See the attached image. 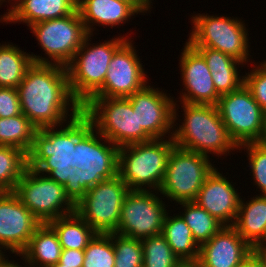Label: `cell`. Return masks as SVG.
<instances>
[{
	"mask_svg": "<svg viewBox=\"0 0 266 267\" xmlns=\"http://www.w3.org/2000/svg\"><path fill=\"white\" fill-rule=\"evenodd\" d=\"M17 90L22 113L38 129L60 127L82 111L71 94L67 69L61 65L33 63Z\"/></svg>",
	"mask_w": 266,
	"mask_h": 267,
	"instance_id": "1",
	"label": "cell"
},
{
	"mask_svg": "<svg viewBox=\"0 0 266 267\" xmlns=\"http://www.w3.org/2000/svg\"><path fill=\"white\" fill-rule=\"evenodd\" d=\"M57 127H45L35 133L27 154V166L64 185L71 180L75 167L77 140L92 126L81 111L75 118ZM59 128V129H58ZM48 174V175H47Z\"/></svg>",
	"mask_w": 266,
	"mask_h": 267,
	"instance_id": "2",
	"label": "cell"
},
{
	"mask_svg": "<svg viewBox=\"0 0 266 267\" xmlns=\"http://www.w3.org/2000/svg\"><path fill=\"white\" fill-rule=\"evenodd\" d=\"M118 151L119 147L92 126L77 140L75 145L77 170L72 173L71 180H67L64 184L66 195L75 205L85 196L89 188L118 175Z\"/></svg>",
	"mask_w": 266,
	"mask_h": 267,
	"instance_id": "3",
	"label": "cell"
},
{
	"mask_svg": "<svg viewBox=\"0 0 266 267\" xmlns=\"http://www.w3.org/2000/svg\"><path fill=\"white\" fill-rule=\"evenodd\" d=\"M184 120L173 130L176 146L209 156L219 157L238 150L230 138L215 105L188 104L181 102ZM179 128V129H178ZM232 150V151H231ZM209 154V155H208Z\"/></svg>",
	"mask_w": 266,
	"mask_h": 267,
	"instance_id": "4",
	"label": "cell"
},
{
	"mask_svg": "<svg viewBox=\"0 0 266 267\" xmlns=\"http://www.w3.org/2000/svg\"><path fill=\"white\" fill-rule=\"evenodd\" d=\"M174 146L161 138L119 147L118 176L129 190L159 191Z\"/></svg>",
	"mask_w": 266,
	"mask_h": 267,
	"instance_id": "5",
	"label": "cell"
},
{
	"mask_svg": "<svg viewBox=\"0 0 266 267\" xmlns=\"http://www.w3.org/2000/svg\"><path fill=\"white\" fill-rule=\"evenodd\" d=\"M88 34L72 61L66 66L73 98L83 106L102 86L114 52L127 40L119 35L93 45ZM127 37V38H124Z\"/></svg>",
	"mask_w": 266,
	"mask_h": 267,
	"instance_id": "6",
	"label": "cell"
},
{
	"mask_svg": "<svg viewBox=\"0 0 266 267\" xmlns=\"http://www.w3.org/2000/svg\"><path fill=\"white\" fill-rule=\"evenodd\" d=\"M191 17L193 27L187 40L191 46L221 51L244 65L250 62L249 34L244 21L237 17L214 16L207 13H198Z\"/></svg>",
	"mask_w": 266,
	"mask_h": 267,
	"instance_id": "7",
	"label": "cell"
},
{
	"mask_svg": "<svg viewBox=\"0 0 266 267\" xmlns=\"http://www.w3.org/2000/svg\"><path fill=\"white\" fill-rule=\"evenodd\" d=\"M29 28L50 59L32 53L31 59L36 64L66 67L88 35L78 10L62 18L32 24Z\"/></svg>",
	"mask_w": 266,
	"mask_h": 267,
	"instance_id": "8",
	"label": "cell"
},
{
	"mask_svg": "<svg viewBox=\"0 0 266 267\" xmlns=\"http://www.w3.org/2000/svg\"><path fill=\"white\" fill-rule=\"evenodd\" d=\"M209 157L175 145L160 186V194L171 203L194 201L204 181L215 169Z\"/></svg>",
	"mask_w": 266,
	"mask_h": 267,
	"instance_id": "9",
	"label": "cell"
},
{
	"mask_svg": "<svg viewBox=\"0 0 266 267\" xmlns=\"http://www.w3.org/2000/svg\"><path fill=\"white\" fill-rule=\"evenodd\" d=\"M13 192L42 224L76 211L64 185L28 166Z\"/></svg>",
	"mask_w": 266,
	"mask_h": 267,
	"instance_id": "10",
	"label": "cell"
},
{
	"mask_svg": "<svg viewBox=\"0 0 266 267\" xmlns=\"http://www.w3.org/2000/svg\"><path fill=\"white\" fill-rule=\"evenodd\" d=\"M82 112L117 147L138 143V119L128 98H90Z\"/></svg>",
	"mask_w": 266,
	"mask_h": 267,
	"instance_id": "11",
	"label": "cell"
},
{
	"mask_svg": "<svg viewBox=\"0 0 266 267\" xmlns=\"http://www.w3.org/2000/svg\"><path fill=\"white\" fill-rule=\"evenodd\" d=\"M148 84L128 97L133 111L137 113L138 143L161 139L167 134V138H172L173 129L177 126L174 123L179 117L178 105L174 102L177 99L173 100L174 97L168 96L167 92Z\"/></svg>",
	"mask_w": 266,
	"mask_h": 267,
	"instance_id": "12",
	"label": "cell"
},
{
	"mask_svg": "<svg viewBox=\"0 0 266 267\" xmlns=\"http://www.w3.org/2000/svg\"><path fill=\"white\" fill-rule=\"evenodd\" d=\"M130 190L116 175L89 188L76 204V212L97 232L115 233L120 222L121 207Z\"/></svg>",
	"mask_w": 266,
	"mask_h": 267,
	"instance_id": "13",
	"label": "cell"
},
{
	"mask_svg": "<svg viewBox=\"0 0 266 267\" xmlns=\"http://www.w3.org/2000/svg\"><path fill=\"white\" fill-rule=\"evenodd\" d=\"M158 194L159 191L130 190L124 198L115 233L141 241L161 234L169 210Z\"/></svg>",
	"mask_w": 266,
	"mask_h": 267,
	"instance_id": "14",
	"label": "cell"
},
{
	"mask_svg": "<svg viewBox=\"0 0 266 267\" xmlns=\"http://www.w3.org/2000/svg\"><path fill=\"white\" fill-rule=\"evenodd\" d=\"M216 107L237 146L257 142L262 133L265 111L245 85L234 92L220 95Z\"/></svg>",
	"mask_w": 266,
	"mask_h": 267,
	"instance_id": "15",
	"label": "cell"
},
{
	"mask_svg": "<svg viewBox=\"0 0 266 267\" xmlns=\"http://www.w3.org/2000/svg\"><path fill=\"white\" fill-rule=\"evenodd\" d=\"M132 42L127 39L114 52L103 86L91 98H128L148 83Z\"/></svg>",
	"mask_w": 266,
	"mask_h": 267,
	"instance_id": "16",
	"label": "cell"
},
{
	"mask_svg": "<svg viewBox=\"0 0 266 267\" xmlns=\"http://www.w3.org/2000/svg\"><path fill=\"white\" fill-rule=\"evenodd\" d=\"M42 223L13 191L0 192V250L21 254Z\"/></svg>",
	"mask_w": 266,
	"mask_h": 267,
	"instance_id": "17",
	"label": "cell"
},
{
	"mask_svg": "<svg viewBox=\"0 0 266 267\" xmlns=\"http://www.w3.org/2000/svg\"><path fill=\"white\" fill-rule=\"evenodd\" d=\"M181 50L179 67L183 90L180 101L188 104L215 105L220 95L215 90L211 71L202 54L188 42ZM185 91V92H183Z\"/></svg>",
	"mask_w": 266,
	"mask_h": 267,
	"instance_id": "18",
	"label": "cell"
},
{
	"mask_svg": "<svg viewBox=\"0 0 266 267\" xmlns=\"http://www.w3.org/2000/svg\"><path fill=\"white\" fill-rule=\"evenodd\" d=\"M230 181L215 168L204 181L194 200L224 226H233L241 200L237 189L234 188L235 184Z\"/></svg>",
	"mask_w": 266,
	"mask_h": 267,
	"instance_id": "19",
	"label": "cell"
},
{
	"mask_svg": "<svg viewBox=\"0 0 266 267\" xmlns=\"http://www.w3.org/2000/svg\"><path fill=\"white\" fill-rule=\"evenodd\" d=\"M253 248L233 226H223L200 245L196 264L199 267H238Z\"/></svg>",
	"mask_w": 266,
	"mask_h": 267,
	"instance_id": "20",
	"label": "cell"
},
{
	"mask_svg": "<svg viewBox=\"0 0 266 267\" xmlns=\"http://www.w3.org/2000/svg\"><path fill=\"white\" fill-rule=\"evenodd\" d=\"M77 10V0H18L11 8L0 15L1 23L32 24L62 18Z\"/></svg>",
	"mask_w": 266,
	"mask_h": 267,
	"instance_id": "21",
	"label": "cell"
},
{
	"mask_svg": "<svg viewBox=\"0 0 266 267\" xmlns=\"http://www.w3.org/2000/svg\"><path fill=\"white\" fill-rule=\"evenodd\" d=\"M77 10L91 35L97 24V27L102 25L114 28L130 21V17L140 15L130 3L121 0H77Z\"/></svg>",
	"mask_w": 266,
	"mask_h": 267,
	"instance_id": "22",
	"label": "cell"
},
{
	"mask_svg": "<svg viewBox=\"0 0 266 267\" xmlns=\"http://www.w3.org/2000/svg\"><path fill=\"white\" fill-rule=\"evenodd\" d=\"M233 227L252 248L266 246V196L241 198Z\"/></svg>",
	"mask_w": 266,
	"mask_h": 267,
	"instance_id": "23",
	"label": "cell"
},
{
	"mask_svg": "<svg viewBox=\"0 0 266 267\" xmlns=\"http://www.w3.org/2000/svg\"><path fill=\"white\" fill-rule=\"evenodd\" d=\"M194 48L205 59L211 71L210 74L215 85V90L219 95L234 92L244 85V76L240 75V70L238 69L240 68L239 65L243 66L244 63L218 50L207 47Z\"/></svg>",
	"mask_w": 266,
	"mask_h": 267,
	"instance_id": "24",
	"label": "cell"
},
{
	"mask_svg": "<svg viewBox=\"0 0 266 267\" xmlns=\"http://www.w3.org/2000/svg\"><path fill=\"white\" fill-rule=\"evenodd\" d=\"M61 251L57 234L44 223L35 230L21 255L30 267H50L59 262Z\"/></svg>",
	"mask_w": 266,
	"mask_h": 267,
	"instance_id": "25",
	"label": "cell"
},
{
	"mask_svg": "<svg viewBox=\"0 0 266 267\" xmlns=\"http://www.w3.org/2000/svg\"><path fill=\"white\" fill-rule=\"evenodd\" d=\"M167 212L161 234L167 240L173 253L183 263H196L200 246L193 239V234L185 220L178 213L169 216Z\"/></svg>",
	"mask_w": 266,
	"mask_h": 267,
	"instance_id": "26",
	"label": "cell"
},
{
	"mask_svg": "<svg viewBox=\"0 0 266 267\" xmlns=\"http://www.w3.org/2000/svg\"><path fill=\"white\" fill-rule=\"evenodd\" d=\"M47 224L57 234L62 249L84 250L97 234L76 211Z\"/></svg>",
	"mask_w": 266,
	"mask_h": 267,
	"instance_id": "27",
	"label": "cell"
},
{
	"mask_svg": "<svg viewBox=\"0 0 266 267\" xmlns=\"http://www.w3.org/2000/svg\"><path fill=\"white\" fill-rule=\"evenodd\" d=\"M33 64L31 55L9 42L0 44V87L16 88Z\"/></svg>",
	"mask_w": 266,
	"mask_h": 267,
	"instance_id": "28",
	"label": "cell"
},
{
	"mask_svg": "<svg viewBox=\"0 0 266 267\" xmlns=\"http://www.w3.org/2000/svg\"><path fill=\"white\" fill-rule=\"evenodd\" d=\"M38 128L23 114L0 118V145L29 153Z\"/></svg>",
	"mask_w": 266,
	"mask_h": 267,
	"instance_id": "29",
	"label": "cell"
},
{
	"mask_svg": "<svg viewBox=\"0 0 266 267\" xmlns=\"http://www.w3.org/2000/svg\"><path fill=\"white\" fill-rule=\"evenodd\" d=\"M184 212L180 215L192 231L193 239L200 246L213 237L224 225L194 201L180 202Z\"/></svg>",
	"mask_w": 266,
	"mask_h": 267,
	"instance_id": "30",
	"label": "cell"
},
{
	"mask_svg": "<svg viewBox=\"0 0 266 267\" xmlns=\"http://www.w3.org/2000/svg\"><path fill=\"white\" fill-rule=\"evenodd\" d=\"M27 167V154L13 146L0 145V191H14Z\"/></svg>",
	"mask_w": 266,
	"mask_h": 267,
	"instance_id": "31",
	"label": "cell"
},
{
	"mask_svg": "<svg viewBox=\"0 0 266 267\" xmlns=\"http://www.w3.org/2000/svg\"><path fill=\"white\" fill-rule=\"evenodd\" d=\"M142 247L143 267H180L183 264L162 234L143 239Z\"/></svg>",
	"mask_w": 266,
	"mask_h": 267,
	"instance_id": "32",
	"label": "cell"
},
{
	"mask_svg": "<svg viewBox=\"0 0 266 267\" xmlns=\"http://www.w3.org/2000/svg\"><path fill=\"white\" fill-rule=\"evenodd\" d=\"M114 262L112 233H97L84 249L82 267H114Z\"/></svg>",
	"mask_w": 266,
	"mask_h": 267,
	"instance_id": "33",
	"label": "cell"
},
{
	"mask_svg": "<svg viewBox=\"0 0 266 267\" xmlns=\"http://www.w3.org/2000/svg\"><path fill=\"white\" fill-rule=\"evenodd\" d=\"M115 252L114 267H143V247L141 240L112 233Z\"/></svg>",
	"mask_w": 266,
	"mask_h": 267,
	"instance_id": "34",
	"label": "cell"
},
{
	"mask_svg": "<svg viewBox=\"0 0 266 267\" xmlns=\"http://www.w3.org/2000/svg\"><path fill=\"white\" fill-rule=\"evenodd\" d=\"M247 149L246 153L249 160V170L253 175L254 186L260 189L259 195L266 196V147L259 145L257 142L245 143L238 146V150Z\"/></svg>",
	"mask_w": 266,
	"mask_h": 267,
	"instance_id": "35",
	"label": "cell"
},
{
	"mask_svg": "<svg viewBox=\"0 0 266 267\" xmlns=\"http://www.w3.org/2000/svg\"><path fill=\"white\" fill-rule=\"evenodd\" d=\"M259 65L253 67L244 75V85L251 92L254 100L266 112V60L259 61Z\"/></svg>",
	"mask_w": 266,
	"mask_h": 267,
	"instance_id": "36",
	"label": "cell"
},
{
	"mask_svg": "<svg viewBox=\"0 0 266 267\" xmlns=\"http://www.w3.org/2000/svg\"><path fill=\"white\" fill-rule=\"evenodd\" d=\"M21 104L16 88L0 87V118L20 115Z\"/></svg>",
	"mask_w": 266,
	"mask_h": 267,
	"instance_id": "37",
	"label": "cell"
},
{
	"mask_svg": "<svg viewBox=\"0 0 266 267\" xmlns=\"http://www.w3.org/2000/svg\"><path fill=\"white\" fill-rule=\"evenodd\" d=\"M84 261V250L62 249L59 264L69 267H82Z\"/></svg>",
	"mask_w": 266,
	"mask_h": 267,
	"instance_id": "38",
	"label": "cell"
},
{
	"mask_svg": "<svg viewBox=\"0 0 266 267\" xmlns=\"http://www.w3.org/2000/svg\"><path fill=\"white\" fill-rule=\"evenodd\" d=\"M238 267H264L260 256L253 250L250 252Z\"/></svg>",
	"mask_w": 266,
	"mask_h": 267,
	"instance_id": "39",
	"label": "cell"
},
{
	"mask_svg": "<svg viewBox=\"0 0 266 267\" xmlns=\"http://www.w3.org/2000/svg\"><path fill=\"white\" fill-rule=\"evenodd\" d=\"M124 2H128L130 3L139 13H147V11L151 12V9L153 4L152 1L153 0H121Z\"/></svg>",
	"mask_w": 266,
	"mask_h": 267,
	"instance_id": "40",
	"label": "cell"
},
{
	"mask_svg": "<svg viewBox=\"0 0 266 267\" xmlns=\"http://www.w3.org/2000/svg\"><path fill=\"white\" fill-rule=\"evenodd\" d=\"M5 255H7V254H2L1 256H0V267H30L27 263H26V261H25V259H24V257L21 255V254H15V255H17V257L19 256L22 260H23V262L24 263H22L24 266H22V265H19V263H15V261L13 260H11V261H9L8 259L9 258H7ZM22 256V257H21ZM7 258V259H6Z\"/></svg>",
	"mask_w": 266,
	"mask_h": 267,
	"instance_id": "41",
	"label": "cell"
},
{
	"mask_svg": "<svg viewBox=\"0 0 266 267\" xmlns=\"http://www.w3.org/2000/svg\"><path fill=\"white\" fill-rule=\"evenodd\" d=\"M257 143L263 147H266V112L264 113L263 128L260 138Z\"/></svg>",
	"mask_w": 266,
	"mask_h": 267,
	"instance_id": "42",
	"label": "cell"
},
{
	"mask_svg": "<svg viewBox=\"0 0 266 267\" xmlns=\"http://www.w3.org/2000/svg\"><path fill=\"white\" fill-rule=\"evenodd\" d=\"M253 250L260 256L263 266L266 267V246H258Z\"/></svg>",
	"mask_w": 266,
	"mask_h": 267,
	"instance_id": "43",
	"label": "cell"
},
{
	"mask_svg": "<svg viewBox=\"0 0 266 267\" xmlns=\"http://www.w3.org/2000/svg\"><path fill=\"white\" fill-rule=\"evenodd\" d=\"M180 267H199L196 263H183Z\"/></svg>",
	"mask_w": 266,
	"mask_h": 267,
	"instance_id": "44",
	"label": "cell"
},
{
	"mask_svg": "<svg viewBox=\"0 0 266 267\" xmlns=\"http://www.w3.org/2000/svg\"><path fill=\"white\" fill-rule=\"evenodd\" d=\"M9 1H11V2H9ZM12 1H13V0H8V1H6V0H0V6L2 5L3 2H8L9 4H10V3L12 4V5H10V6L12 7L13 4H15L18 0H14L13 3H12Z\"/></svg>",
	"mask_w": 266,
	"mask_h": 267,
	"instance_id": "45",
	"label": "cell"
},
{
	"mask_svg": "<svg viewBox=\"0 0 266 267\" xmlns=\"http://www.w3.org/2000/svg\"><path fill=\"white\" fill-rule=\"evenodd\" d=\"M50 267H69V266H65L64 264L56 263L55 265H52Z\"/></svg>",
	"mask_w": 266,
	"mask_h": 267,
	"instance_id": "46",
	"label": "cell"
}]
</instances>
